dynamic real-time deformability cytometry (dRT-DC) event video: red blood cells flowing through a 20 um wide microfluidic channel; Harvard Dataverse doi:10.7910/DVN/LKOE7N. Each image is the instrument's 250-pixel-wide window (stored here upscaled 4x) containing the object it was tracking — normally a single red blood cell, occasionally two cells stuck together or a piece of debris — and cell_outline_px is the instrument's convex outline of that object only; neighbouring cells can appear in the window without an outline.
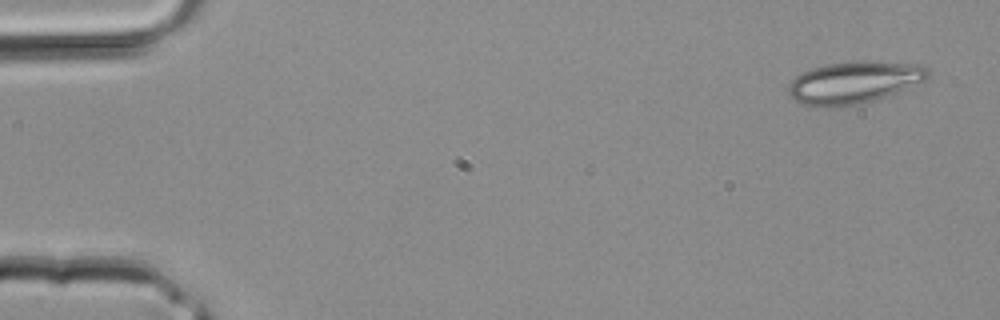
{"species": "common noctule bat (a hibernating species)", "species_latin": "Nyctalus noctula", "temperature_condition": "room temperature", "stored_images_in_passage": 3, "camera_frame_rate_fps": 3000, "um_per_image_px": 0.085, "animal": {"sex": "male", "body_mass_g": 20.4}, "frame": {"image": 1, "passage_image": 1, "time_ms": 0.0, "image_size_px": [1000, 320], "cell_outline_px": [[928, 76], [924, 80], [896, 92], [872, 100], [856, 104], [824, 108], [804, 104], [788, 96], [788, 84], [800, 72], [812, 68], [828, 64], [852, 60], [864, 60], [924, 64], [928, 68]], "centroid_in_image_um": [72.56, 6.98], "position_along_channel_um": 12.4, "area_um2": 34.28}}